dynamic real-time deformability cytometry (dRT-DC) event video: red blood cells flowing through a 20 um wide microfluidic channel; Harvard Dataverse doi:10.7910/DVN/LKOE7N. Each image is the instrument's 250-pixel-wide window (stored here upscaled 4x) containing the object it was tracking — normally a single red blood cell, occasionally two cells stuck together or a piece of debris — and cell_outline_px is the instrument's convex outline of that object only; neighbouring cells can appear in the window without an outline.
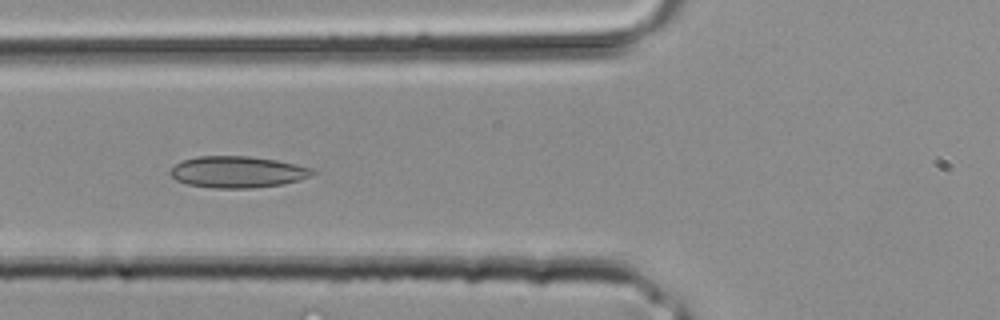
{"species": "common noctule bat (a hibernating species)", "species_latin": "Nyctalus noctula", "temperature_condition": "room temperature", "stored_images_in_passage": 25, "camera_frame_rate_fps": 3000, "um_per_image_px": 0.085, "animal": {"sex": "male", "body_mass_g": 20.4}, "frame": {"image": 1, "passage_image": 4, "time_ms": 1.0, "image_size_px": [1000, 320], "cell_outline_px": [[316, 172], [312, 176], [300, 180], [280, 184], [252, 188], [212, 188], [188, 184], [176, 180], [168, 172], [180, 160], [196, 156], [248, 156], [276, 160], [296, 164], [312, 168]], "centroid_in_image_um": [20.18, 14.61], "position_along_channel_um": 105.6, "area_um2": 26.18}}
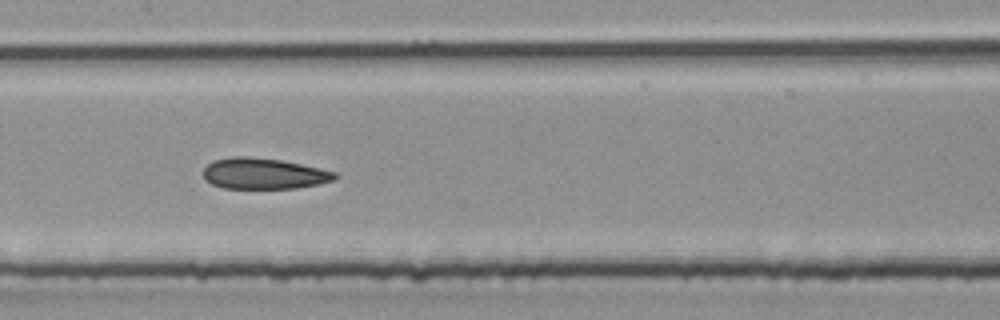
{"frame": {"image": 2, "passage_image": 8, "time_ms": 2.333, "image_size_px": [1000, 320], "cell_outline_px": [[340, 176], [332, 180], [320, 184], [296, 188], [224, 188], [212, 184], [204, 180], [204, 168], [212, 160], [232, 156], [248, 156], [280, 160], [300, 164], [336, 172]], "centroid_in_image_um": [22.4, 14.75], "position_along_channel_um": 185.0, "area_um2": 23.76}}
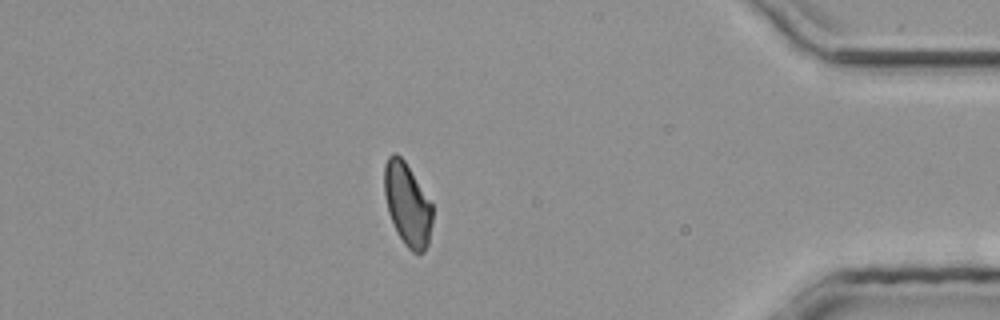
{"frame": {"image": 3, "passage_image": 21, "time_ms": 6.667, "image_size_px": [1000, 320], "cell_outline_px": [[432, 224], [428, 244], [424, 252], [412, 252], [404, 244], [396, 232], [388, 212], [384, 192], [384, 164], [388, 156], [392, 152], [396, 152], [404, 160], [432, 204]], "centroid_in_image_um": [34.61, 17.37], "position_along_channel_um": 400.6, "area_um2": 23.24}}